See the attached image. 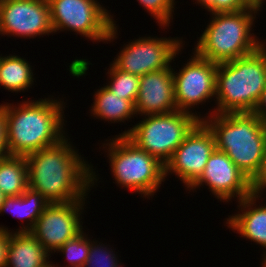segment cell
I'll list each match as a JSON object with an SVG mask.
<instances>
[{
  "instance_id": "1",
  "label": "cell",
  "mask_w": 266,
  "mask_h": 267,
  "mask_svg": "<svg viewBox=\"0 0 266 267\" xmlns=\"http://www.w3.org/2000/svg\"><path fill=\"white\" fill-rule=\"evenodd\" d=\"M69 143L65 137L53 146L26 156L28 186L50 204L85 199L86 192L98 180L93 168Z\"/></svg>"
},
{
  "instance_id": "2",
  "label": "cell",
  "mask_w": 266,
  "mask_h": 267,
  "mask_svg": "<svg viewBox=\"0 0 266 267\" xmlns=\"http://www.w3.org/2000/svg\"><path fill=\"white\" fill-rule=\"evenodd\" d=\"M63 103L45 98L25 101L18 107L3 104L8 155L26 157L64 139Z\"/></svg>"
},
{
  "instance_id": "3",
  "label": "cell",
  "mask_w": 266,
  "mask_h": 267,
  "mask_svg": "<svg viewBox=\"0 0 266 267\" xmlns=\"http://www.w3.org/2000/svg\"><path fill=\"white\" fill-rule=\"evenodd\" d=\"M217 108L211 114L253 112L266 86V48L218 63ZM217 110V111H216Z\"/></svg>"
},
{
  "instance_id": "4",
  "label": "cell",
  "mask_w": 266,
  "mask_h": 267,
  "mask_svg": "<svg viewBox=\"0 0 266 267\" xmlns=\"http://www.w3.org/2000/svg\"><path fill=\"white\" fill-rule=\"evenodd\" d=\"M210 116L202 121L212 131L216 149L225 152L251 179L258 171L265 153L266 128L253 112L210 114Z\"/></svg>"
},
{
  "instance_id": "5",
  "label": "cell",
  "mask_w": 266,
  "mask_h": 267,
  "mask_svg": "<svg viewBox=\"0 0 266 267\" xmlns=\"http://www.w3.org/2000/svg\"><path fill=\"white\" fill-rule=\"evenodd\" d=\"M255 13L249 8L238 12L212 13L213 19L197 41L195 52L217 64L253 53L263 45L251 34Z\"/></svg>"
},
{
  "instance_id": "6",
  "label": "cell",
  "mask_w": 266,
  "mask_h": 267,
  "mask_svg": "<svg viewBox=\"0 0 266 267\" xmlns=\"http://www.w3.org/2000/svg\"><path fill=\"white\" fill-rule=\"evenodd\" d=\"M144 118L120 136H126L164 165L191 130L203 120L192 111L178 110L169 114L145 115Z\"/></svg>"
},
{
  "instance_id": "7",
  "label": "cell",
  "mask_w": 266,
  "mask_h": 267,
  "mask_svg": "<svg viewBox=\"0 0 266 267\" xmlns=\"http://www.w3.org/2000/svg\"><path fill=\"white\" fill-rule=\"evenodd\" d=\"M104 145L117 184L146 197L154 195L164 182L165 165L126 136L117 135Z\"/></svg>"
},
{
  "instance_id": "8",
  "label": "cell",
  "mask_w": 266,
  "mask_h": 267,
  "mask_svg": "<svg viewBox=\"0 0 266 267\" xmlns=\"http://www.w3.org/2000/svg\"><path fill=\"white\" fill-rule=\"evenodd\" d=\"M97 2V0H48L54 33L69 29L94 42H111L117 38V26L113 17Z\"/></svg>"
},
{
  "instance_id": "9",
  "label": "cell",
  "mask_w": 266,
  "mask_h": 267,
  "mask_svg": "<svg viewBox=\"0 0 266 267\" xmlns=\"http://www.w3.org/2000/svg\"><path fill=\"white\" fill-rule=\"evenodd\" d=\"M181 39L140 37L125 46L113 64L122 71L143 76L165 69L181 51ZM181 45V46H180Z\"/></svg>"
},
{
  "instance_id": "10",
  "label": "cell",
  "mask_w": 266,
  "mask_h": 267,
  "mask_svg": "<svg viewBox=\"0 0 266 267\" xmlns=\"http://www.w3.org/2000/svg\"><path fill=\"white\" fill-rule=\"evenodd\" d=\"M85 200L52 203L42 212L30 233L48 254L56 252L63 244L83 231L80 210L84 209Z\"/></svg>"
},
{
  "instance_id": "11",
  "label": "cell",
  "mask_w": 266,
  "mask_h": 267,
  "mask_svg": "<svg viewBox=\"0 0 266 267\" xmlns=\"http://www.w3.org/2000/svg\"><path fill=\"white\" fill-rule=\"evenodd\" d=\"M178 73L173 72L174 97L178 111L190 108L216 97V72L218 64L204 59L196 52Z\"/></svg>"
},
{
  "instance_id": "12",
  "label": "cell",
  "mask_w": 266,
  "mask_h": 267,
  "mask_svg": "<svg viewBox=\"0 0 266 267\" xmlns=\"http://www.w3.org/2000/svg\"><path fill=\"white\" fill-rule=\"evenodd\" d=\"M215 149L212 131L200 121L165 164V177L173 172L189 188L201 176Z\"/></svg>"
},
{
  "instance_id": "13",
  "label": "cell",
  "mask_w": 266,
  "mask_h": 267,
  "mask_svg": "<svg viewBox=\"0 0 266 267\" xmlns=\"http://www.w3.org/2000/svg\"><path fill=\"white\" fill-rule=\"evenodd\" d=\"M54 33L48 0H3L0 34L34 38Z\"/></svg>"
},
{
  "instance_id": "14",
  "label": "cell",
  "mask_w": 266,
  "mask_h": 267,
  "mask_svg": "<svg viewBox=\"0 0 266 267\" xmlns=\"http://www.w3.org/2000/svg\"><path fill=\"white\" fill-rule=\"evenodd\" d=\"M206 184L223 202L237 197L238 201L252 194L250 179L233 163L225 152L215 149L210 155L201 176L188 188Z\"/></svg>"
},
{
  "instance_id": "15",
  "label": "cell",
  "mask_w": 266,
  "mask_h": 267,
  "mask_svg": "<svg viewBox=\"0 0 266 267\" xmlns=\"http://www.w3.org/2000/svg\"><path fill=\"white\" fill-rule=\"evenodd\" d=\"M173 71L169 66L140 76L139 92L135 101L136 115L169 114L177 111Z\"/></svg>"
},
{
  "instance_id": "16",
  "label": "cell",
  "mask_w": 266,
  "mask_h": 267,
  "mask_svg": "<svg viewBox=\"0 0 266 267\" xmlns=\"http://www.w3.org/2000/svg\"><path fill=\"white\" fill-rule=\"evenodd\" d=\"M260 196L257 194H251L244 199L238 201L241 208V213L232 215L227 219L226 224L228 228L236 230L237 233L248 238L255 243H259L262 247L266 249V205L260 207L255 206L256 199ZM255 207H254V206ZM243 209V210H242ZM245 211V212H244ZM264 261L266 260V254L264 253Z\"/></svg>"
},
{
  "instance_id": "17",
  "label": "cell",
  "mask_w": 266,
  "mask_h": 267,
  "mask_svg": "<svg viewBox=\"0 0 266 267\" xmlns=\"http://www.w3.org/2000/svg\"><path fill=\"white\" fill-rule=\"evenodd\" d=\"M49 255L30 232H10L6 267H43Z\"/></svg>"
},
{
  "instance_id": "18",
  "label": "cell",
  "mask_w": 266,
  "mask_h": 267,
  "mask_svg": "<svg viewBox=\"0 0 266 267\" xmlns=\"http://www.w3.org/2000/svg\"><path fill=\"white\" fill-rule=\"evenodd\" d=\"M50 203L37 191L29 187L20 196H6L1 206L0 213L11 211L12 215L29 219L27 225L22 226L18 232H30L42 212Z\"/></svg>"
},
{
  "instance_id": "19",
  "label": "cell",
  "mask_w": 266,
  "mask_h": 267,
  "mask_svg": "<svg viewBox=\"0 0 266 267\" xmlns=\"http://www.w3.org/2000/svg\"><path fill=\"white\" fill-rule=\"evenodd\" d=\"M94 96L91 112L98 119L101 117L106 121H114V123L124 122L136 114L135 105L131 101L114 95L106 86L98 89Z\"/></svg>"
},
{
  "instance_id": "20",
  "label": "cell",
  "mask_w": 266,
  "mask_h": 267,
  "mask_svg": "<svg viewBox=\"0 0 266 267\" xmlns=\"http://www.w3.org/2000/svg\"><path fill=\"white\" fill-rule=\"evenodd\" d=\"M28 187L26 157L7 155L0 158V190L6 196H20Z\"/></svg>"
},
{
  "instance_id": "21",
  "label": "cell",
  "mask_w": 266,
  "mask_h": 267,
  "mask_svg": "<svg viewBox=\"0 0 266 267\" xmlns=\"http://www.w3.org/2000/svg\"><path fill=\"white\" fill-rule=\"evenodd\" d=\"M31 69L27 60L17 55L0 56V85L8 91L23 92L34 82Z\"/></svg>"
},
{
  "instance_id": "22",
  "label": "cell",
  "mask_w": 266,
  "mask_h": 267,
  "mask_svg": "<svg viewBox=\"0 0 266 267\" xmlns=\"http://www.w3.org/2000/svg\"><path fill=\"white\" fill-rule=\"evenodd\" d=\"M112 66V67H111ZM110 70V71H109ZM108 74L111 81L106 87L123 99L131 101L135 105L140 86V76L119 70L113 63Z\"/></svg>"
},
{
  "instance_id": "23",
  "label": "cell",
  "mask_w": 266,
  "mask_h": 267,
  "mask_svg": "<svg viewBox=\"0 0 266 267\" xmlns=\"http://www.w3.org/2000/svg\"><path fill=\"white\" fill-rule=\"evenodd\" d=\"M82 231L75 238L67 241L57 251L62 252L70 263L69 267H85L89 255L91 240Z\"/></svg>"
},
{
  "instance_id": "24",
  "label": "cell",
  "mask_w": 266,
  "mask_h": 267,
  "mask_svg": "<svg viewBox=\"0 0 266 267\" xmlns=\"http://www.w3.org/2000/svg\"><path fill=\"white\" fill-rule=\"evenodd\" d=\"M157 20L159 25L166 27L174 12L175 0H137Z\"/></svg>"
},
{
  "instance_id": "25",
  "label": "cell",
  "mask_w": 266,
  "mask_h": 267,
  "mask_svg": "<svg viewBox=\"0 0 266 267\" xmlns=\"http://www.w3.org/2000/svg\"><path fill=\"white\" fill-rule=\"evenodd\" d=\"M112 249L109 251V248L105 247L102 244L97 245L96 242L91 241L89 255L85 267H120L121 263L116 258V255L113 254Z\"/></svg>"
},
{
  "instance_id": "26",
  "label": "cell",
  "mask_w": 266,
  "mask_h": 267,
  "mask_svg": "<svg viewBox=\"0 0 266 267\" xmlns=\"http://www.w3.org/2000/svg\"><path fill=\"white\" fill-rule=\"evenodd\" d=\"M212 13L238 12L248 8L246 0H196Z\"/></svg>"
},
{
  "instance_id": "27",
  "label": "cell",
  "mask_w": 266,
  "mask_h": 267,
  "mask_svg": "<svg viewBox=\"0 0 266 267\" xmlns=\"http://www.w3.org/2000/svg\"><path fill=\"white\" fill-rule=\"evenodd\" d=\"M250 188L252 194L260 195L266 188V149L258 171L250 179Z\"/></svg>"
},
{
  "instance_id": "28",
  "label": "cell",
  "mask_w": 266,
  "mask_h": 267,
  "mask_svg": "<svg viewBox=\"0 0 266 267\" xmlns=\"http://www.w3.org/2000/svg\"><path fill=\"white\" fill-rule=\"evenodd\" d=\"M10 240V230L3 226L0 227V267H6L8 248Z\"/></svg>"
},
{
  "instance_id": "29",
  "label": "cell",
  "mask_w": 266,
  "mask_h": 267,
  "mask_svg": "<svg viewBox=\"0 0 266 267\" xmlns=\"http://www.w3.org/2000/svg\"><path fill=\"white\" fill-rule=\"evenodd\" d=\"M253 113L259 118L260 122L266 128V86Z\"/></svg>"
},
{
  "instance_id": "30",
  "label": "cell",
  "mask_w": 266,
  "mask_h": 267,
  "mask_svg": "<svg viewBox=\"0 0 266 267\" xmlns=\"http://www.w3.org/2000/svg\"><path fill=\"white\" fill-rule=\"evenodd\" d=\"M0 145H6V119L2 104L0 105Z\"/></svg>"
},
{
  "instance_id": "31",
  "label": "cell",
  "mask_w": 266,
  "mask_h": 267,
  "mask_svg": "<svg viewBox=\"0 0 266 267\" xmlns=\"http://www.w3.org/2000/svg\"><path fill=\"white\" fill-rule=\"evenodd\" d=\"M265 0H246V5L249 9L257 12L263 6Z\"/></svg>"
},
{
  "instance_id": "32",
  "label": "cell",
  "mask_w": 266,
  "mask_h": 267,
  "mask_svg": "<svg viewBox=\"0 0 266 267\" xmlns=\"http://www.w3.org/2000/svg\"><path fill=\"white\" fill-rule=\"evenodd\" d=\"M8 155L6 145H0V158Z\"/></svg>"
},
{
  "instance_id": "33",
  "label": "cell",
  "mask_w": 266,
  "mask_h": 267,
  "mask_svg": "<svg viewBox=\"0 0 266 267\" xmlns=\"http://www.w3.org/2000/svg\"><path fill=\"white\" fill-rule=\"evenodd\" d=\"M6 195L0 190V209L5 200Z\"/></svg>"
},
{
  "instance_id": "34",
  "label": "cell",
  "mask_w": 266,
  "mask_h": 267,
  "mask_svg": "<svg viewBox=\"0 0 266 267\" xmlns=\"http://www.w3.org/2000/svg\"><path fill=\"white\" fill-rule=\"evenodd\" d=\"M43 267H56L55 264H51L50 261Z\"/></svg>"
},
{
  "instance_id": "35",
  "label": "cell",
  "mask_w": 266,
  "mask_h": 267,
  "mask_svg": "<svg viewBox=\"0 0 266 267\" xmlns=\"http://www.w3.org/2000/svg\"><path fill=\"white\" fill-rule=\"evenodd\" d=\"M262 267H266V260L265 261H262Z\"/></svg>"
}]
</instances>
